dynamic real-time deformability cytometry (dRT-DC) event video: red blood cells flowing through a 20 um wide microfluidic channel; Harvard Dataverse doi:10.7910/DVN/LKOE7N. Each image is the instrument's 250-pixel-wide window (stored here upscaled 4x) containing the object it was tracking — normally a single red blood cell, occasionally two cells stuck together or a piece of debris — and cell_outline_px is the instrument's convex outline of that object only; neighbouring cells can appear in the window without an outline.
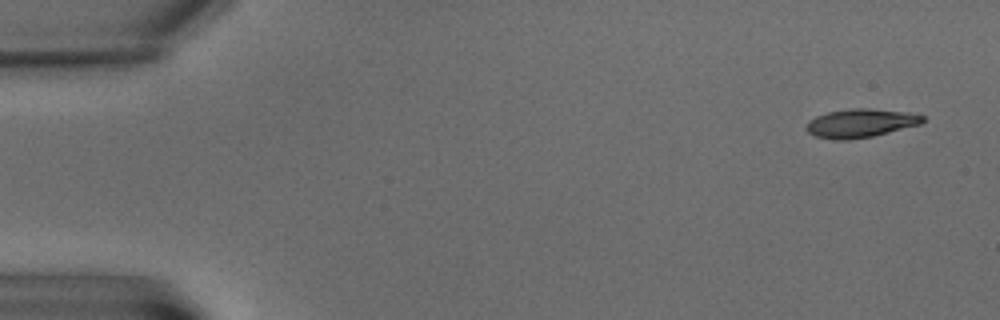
{"species": "common noctule bat (a hibernating species)", "species_latin": "Nyctalus noctula", "temperature_condition": "warm", "stored_images_in_passage": 5, "camera_frame_rate_fps": 3000, "um_per_image_px": 0.085, "animal": {"sex": "male", "body_mass_g": 15.6}, "frame": {"image": 1, "passage_image": 1, "time_ms": 0.0, "image_size_px": [1000, 320], "cell_outline_px": [[924, 120], [920, 124], [872, 136], [848, 140], [836, 140], [816, 136], [808, 132], [804, 128], [808, 120], [816, 116], [828, 112], [852, 108], [868, 108], [908, 112], [924, 116]], "centroid_in_image_um": [73.1, 10.46], "position_along_channel_um": 11.9, "area_um2": 19.31}}
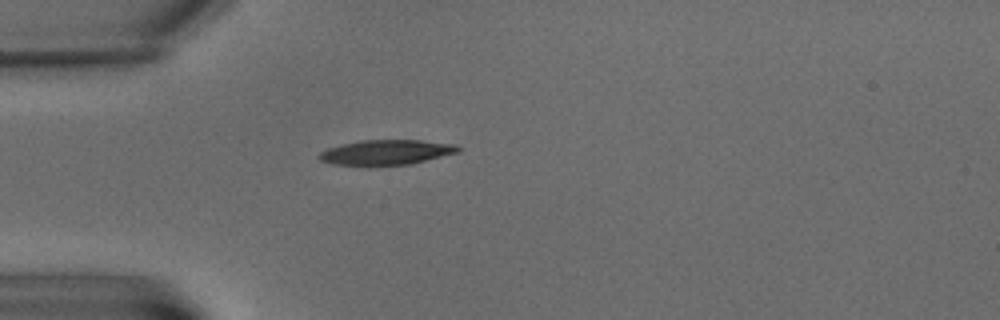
{"frame": {"image": 2, "passage_image": 5, "time_ms": 5.667, "image_size_px": [1000, 320], "cell_outline_px": [[460, 152], [412, 164], [368, 168], [336, 164], [320, 160], [316, 156], [320, 152], [328, 148], [340, 144], [360, 140], [420, 140], [456, 144], [460, 148]], "centroid_in_image_um": [32.81, 12.98], "position_along_channel_um": 52.2, "area_um2": 21.1}}